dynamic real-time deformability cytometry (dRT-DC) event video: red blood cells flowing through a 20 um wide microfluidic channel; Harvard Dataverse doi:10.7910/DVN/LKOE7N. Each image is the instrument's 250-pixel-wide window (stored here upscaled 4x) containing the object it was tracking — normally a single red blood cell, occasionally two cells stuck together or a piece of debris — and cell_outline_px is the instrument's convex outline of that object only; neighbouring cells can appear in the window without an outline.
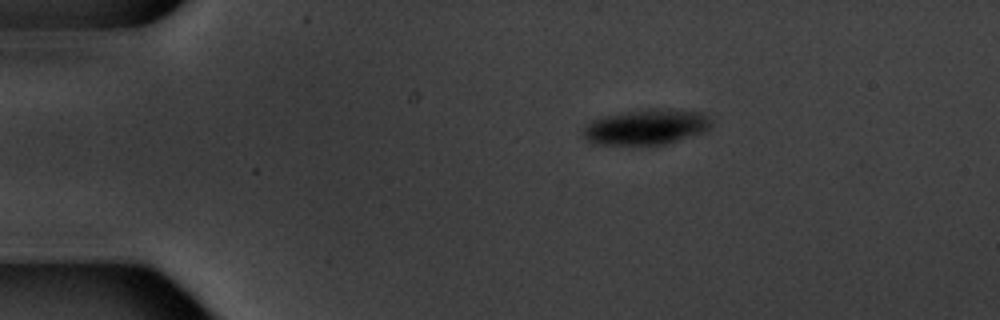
{"species": "common noctule bat (a hibernating species)", "species_latin": "Nyctalus noctula", "temperature_condition": "warm", "stored_images_in_passage": 4, "camera_frame_rate_fps": 3000, "um_per_image_px": 0.085, "animal": {"sex": "male", "body_mass_g": 20.1, "forearm_length_mm": 53.5}, "frame": {"image": 1, "passage_image": 1, "time_ms": 0.0, "image_size_px": [1000, 320], "cell_outline_px": [[712, 124], [708, 132], [664, 144], [600, 144], [588, 140], [584, 136], [584, 128], [592, 120], [608, 116], [628, 112], [704, 112]], "centroid_in_image_um": [54.98, 10.86], "position_along_channel_um": 30.0, "area_um2": 24.85}}
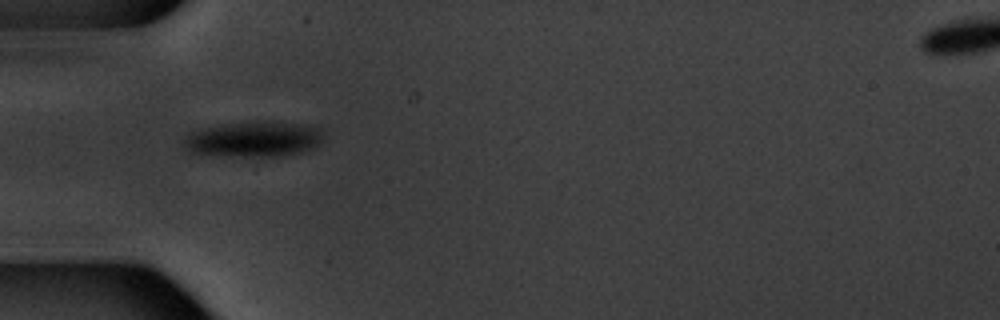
{"frame": {"image": 2, "passage_image": 3, "time_ms": 2.667, "image_size_px": [1000, 320], "cell_outline_px": [[324, 140], [316, 148], [308, 152], [284, 156], [228, 156], [188, 152], [184, 144], [184, 140], [192, 132], [204, 128], [220, 124], [256, 120], [264, 120], [308, 124], [320, 128], [324, 132]], "centroid_in_image_um": [21.7, 11.81], "position_along_channel_um": 63.3, "area_um2": 29.77}}